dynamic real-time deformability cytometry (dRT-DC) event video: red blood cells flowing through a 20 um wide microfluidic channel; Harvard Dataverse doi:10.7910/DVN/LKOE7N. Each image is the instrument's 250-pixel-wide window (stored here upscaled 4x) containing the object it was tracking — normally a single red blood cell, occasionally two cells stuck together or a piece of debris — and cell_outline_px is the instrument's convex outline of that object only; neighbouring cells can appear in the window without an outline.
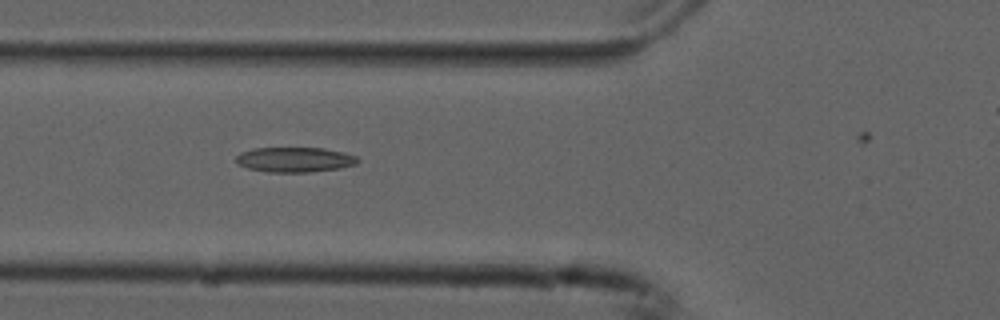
{"species": "common noctule bat (a hibernating species)", "species_latin": "Nyctalus noctula", "temperature_condition": "cold", "stored_images_in_passage": 24, "camera_frame_rate_fps": 3000, "um_per_image_px": 0.085, "animal": {"sex": "male", "forearm_length_mm": 52.5}, "frame": {"image": 1, "passage_image": 20, "time_ms": 6.333, "image_size_px": [1000, 320], "cell_outline_px": [[360, 160], [356, 164], [340, 168], [308, 172], [268, 172], [248, 168], [240, 164], [236, 160], [236, 156], [240, 152], [252, 148], [324, 148], [344, 152], [356, 156]], "centroid_in_image_um": [25.07, 13.56], "position_along_channel_um": 100.7, "area_um2": 17.69}}
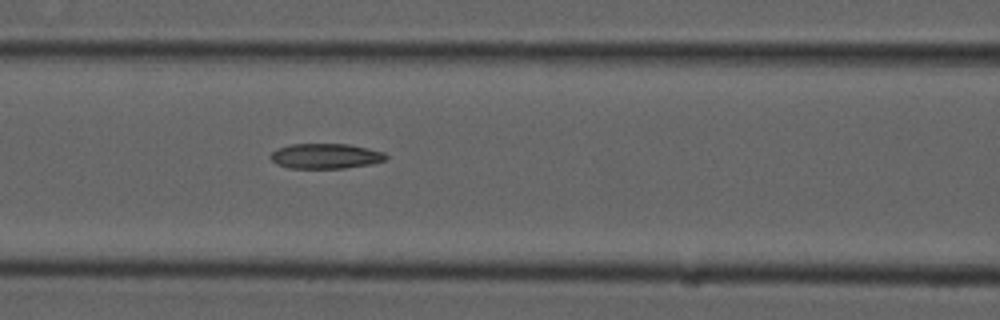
{"frame": {"image": 2, "passage_image": 23, "time_ms": 7.333, "image_size_px": [1000, 320], "cell_outline_px": [[388, 156], [384, 160], [372, 164], [344, 168], [288, 168], [276, 164], [268, 156], [276, 148], [292, 144], [348, 144], [368, 148], [384, 152]], "centroid_in_image_um": [27.65, 13.26], "position_along_channel_um": 139.0, "area_um2": 16.99}}